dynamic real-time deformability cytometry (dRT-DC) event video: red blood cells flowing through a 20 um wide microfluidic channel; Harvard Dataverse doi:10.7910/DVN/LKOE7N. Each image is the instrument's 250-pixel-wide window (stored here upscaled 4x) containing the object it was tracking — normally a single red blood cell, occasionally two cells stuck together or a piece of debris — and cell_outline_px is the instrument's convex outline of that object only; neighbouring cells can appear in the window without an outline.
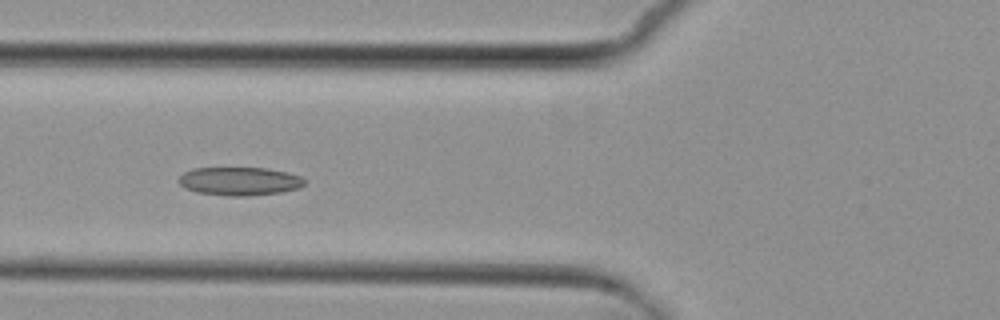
{"species": "common noctule bat (a hibernating species)", "species_latin": "Nyctalus noctula", "temperature_condition": "cold", "stored_images_in_passage": 8, "camera_frame_rate_fps": 3000, "um_per_image_px": 0.085, "animal": {"sex": "female", "body_mass_g": 29.2, "forearm_length_mm": 56.3}, "frame": {"image": 1, "passage_image": 6, "time_ms": 5.667, "image_size_px": [1000, 320], "cell_outline_px": [[304, 184], [300, 188], [280, 192], [248, 196], [228, 196], [196, 192], [184, 188], [176, 180], [184, 172], [192, 168], [268, 168], [288, 172], [300, 176], [304, 180]], "centroid_in_image_um": [20.33, 15.4], "position_along_channel_um": 105.5, "area_um2": 20.92}}
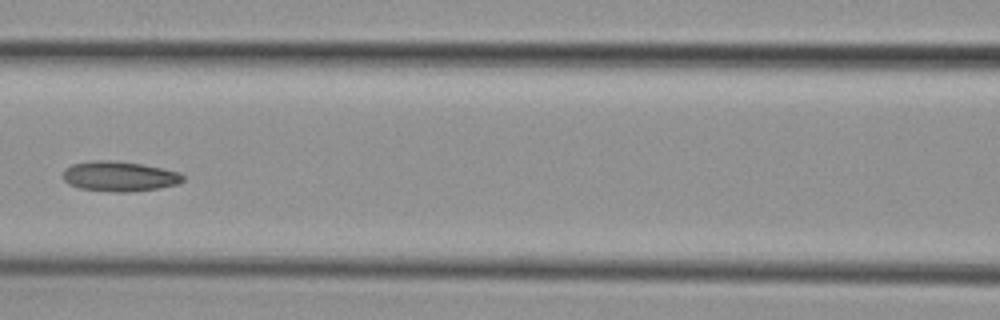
{"frame": {"image": 2, "passage_image": 7, "time_ms": 7.0, "image_size_px": [1000, 320], "cell_outline_px": [[184, 180], [176, 184], [156, 188], [128, 192], [112, 192], [80, 188], [68, 184], [64, 180], [64, 168], [72, 164], [92, 160], [112, 160], [140, 164], [180, 172], [184, 176]], "centroid_in_image_um": [10.11, 14.98], "position_along_channel_um": 156.5, "area_um2": 20.87}}
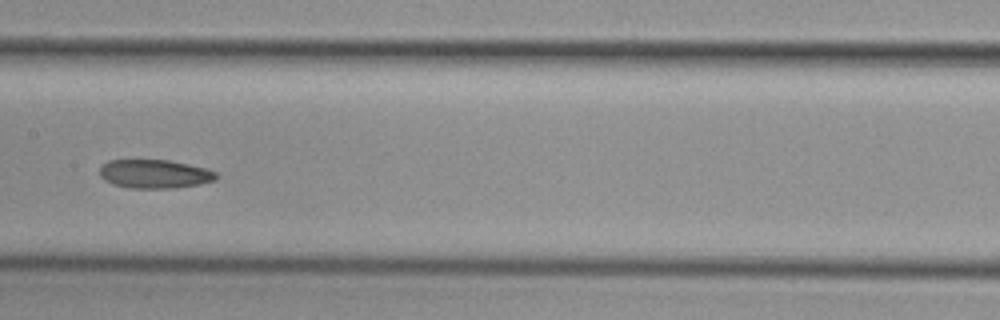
{"frame": {"image": 3, "passage_image": 8, "time_ms": 8.0, "image_size_px": [1000, 320], "cell_outline_px": [[220, 176], [216, 180], [200, 184], [176, 188], [128, 188], [112, 184], [104, 180], [100, 176], [100, 168], [108, 160], [168, 160], [208, 168], [216, 172]], "centroid_in_image_um": [13.18, 14.79], "position_along_channel_um": 194.2, "area_um2": 19.71}}